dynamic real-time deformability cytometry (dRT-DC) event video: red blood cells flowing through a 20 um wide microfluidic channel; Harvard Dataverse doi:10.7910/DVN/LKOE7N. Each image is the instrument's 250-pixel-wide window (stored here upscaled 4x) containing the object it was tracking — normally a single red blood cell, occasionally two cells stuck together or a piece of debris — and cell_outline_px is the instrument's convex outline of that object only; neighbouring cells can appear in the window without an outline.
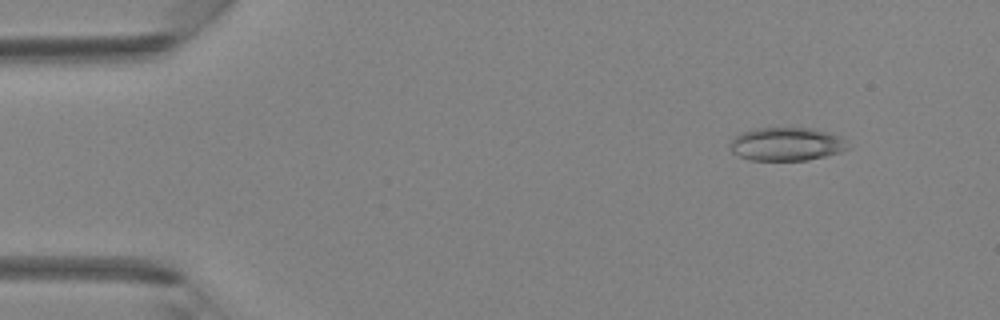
{"species": "Egyptian fruit bat (a non-hibernating species)", "species_latin": "Rousettus aegyptiacus", "temperature_condition": "room temperature", "stored_images_in_passage": 37, "camera_frame_rate_fps": 3000, "um_per_image_px": 0.085, "animal": {"sex": "female"}, "frame": {"image": 1, "passage_image": 1, "time_ms": 0.0, "image_size_px": [1000, 320], "cell_outline_px": [[852, 148], [840, 152], [808, 160], [752, 160], [740, 156], [732, 152], [728, 144], [736, 136], [744, 132], [756, 128], [812, 128], [828, 132], [840, 136]], "centroid_in_image_um": [66.88, 12.25], "position_along_channel_um": 18.1, "area_um2": 22.83}}
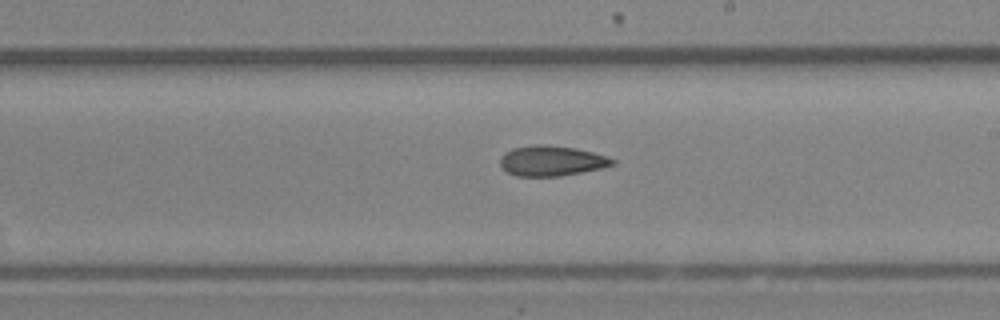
{"frame": {"image": 2, "passage_image": 20, "time_ms": 6.333, "image_size_px": [1000, 320], "cell_outline_px": [[616, 164], [604, 168], [560, 176], [516, 176], [508, 172], [500, 164], [500, 156], [504, 152], [512, 148], [532, 144], [544, 144], [576, 148], [608, 156], [616, 160]], "centroid_in_image_um": [46.9, 13.66], "position_along_channel_um": 242.1, "area_um2": 20.06}}
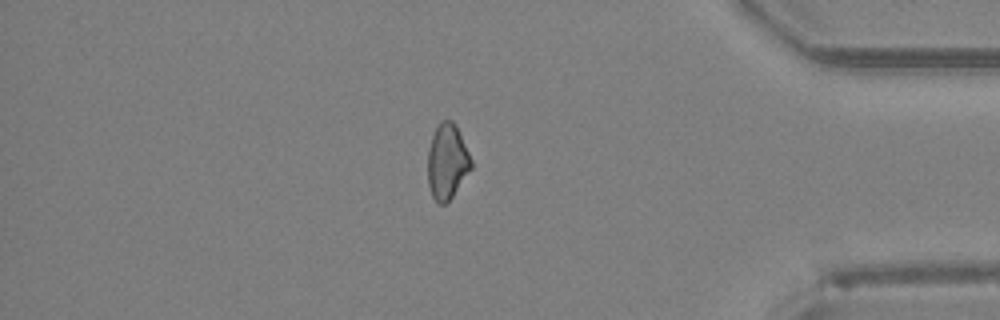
{"frame": {"image": 3, "passage_image": 31, "time_ms": 10.0, "image_size_px": [1000, 320], "cell_outline_px": [[472, 168], [452, 196], [444, 204], [440, 204], [432, 196], [428, 184], [428, 148], [432, 136], [440, 120], [452, 120], [460, 132], [472, 160]], "centroid_in_image_um": [38.01, 13.71], "position_along_channel_um": 397.2, "area_um2": 18.96}}